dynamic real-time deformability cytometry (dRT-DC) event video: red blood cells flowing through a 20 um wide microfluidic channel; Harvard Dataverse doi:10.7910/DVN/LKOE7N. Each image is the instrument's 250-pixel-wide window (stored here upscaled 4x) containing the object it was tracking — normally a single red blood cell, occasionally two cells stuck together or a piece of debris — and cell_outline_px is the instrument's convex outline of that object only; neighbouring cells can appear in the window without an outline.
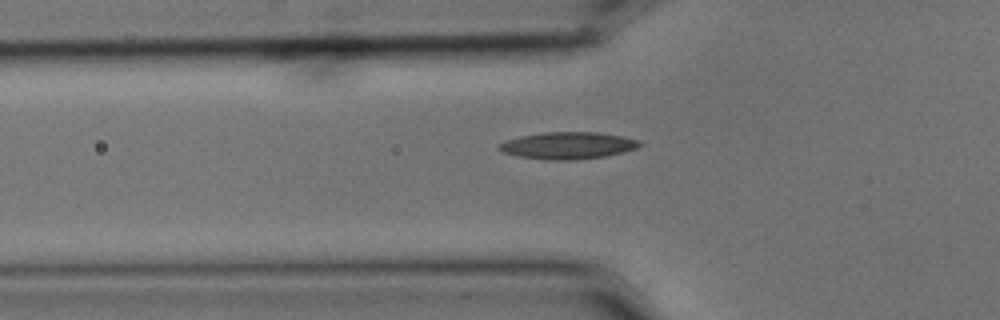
{"species": "common noctule bat (a hibernating species)", "species_latin": "Nyctalus noctula", "temperature_condition": "cold", "stored_images_in_passage": 5, "camera_frame_rate_fps": 3000, "um_per_image_px": 0.085, "animal": {"sex": "male", "body_mass_g": 15.6}, "frame": {"image": 1, "passage_image": 2, "time_ms": 0.333, "image_size_px": [1000, 320], "cell_outline_px": [[644, 144], [636, 148], [624, 152], [604, 156], [572, 160], [548, 160], [520, 156], [504, 152], [496, 148], [500, 144], [508, 140], [520, 136], [544, 132], [596, 132], [624, 136], [640, 140]], "centroid_in_image_um": [48.33, 12.36], "position_along_channel_um": 77.5, "area_um2": 22.02}}
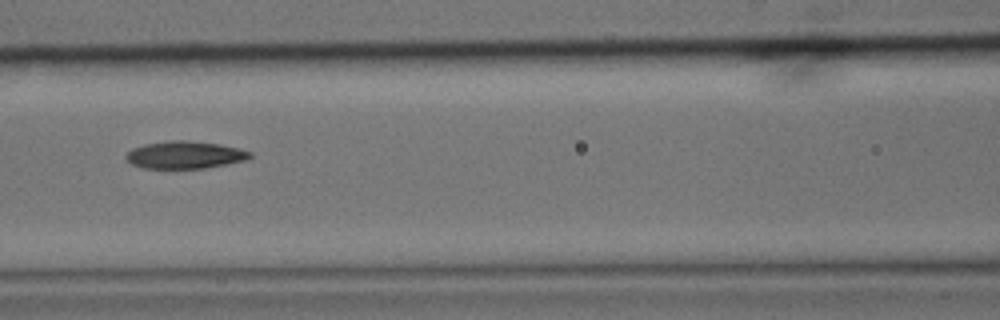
{"frame": {"image": 2, "passage_image": 4, "time_ms": 1.0, "image_size_px": [1000, 320], "cell_outline_px": [[252, 156], [244, 160], [204, 168], [144, 168], [132, 164], [124, 156], [132, 148], [144, 144], [168, 140], [184, 140], [220, 144], [240, 148], [252, 152]], "centroid_in_image_um": [15.7, 13.15], "position_along_channel_um": 150.9, "area_um2": 19.71}}
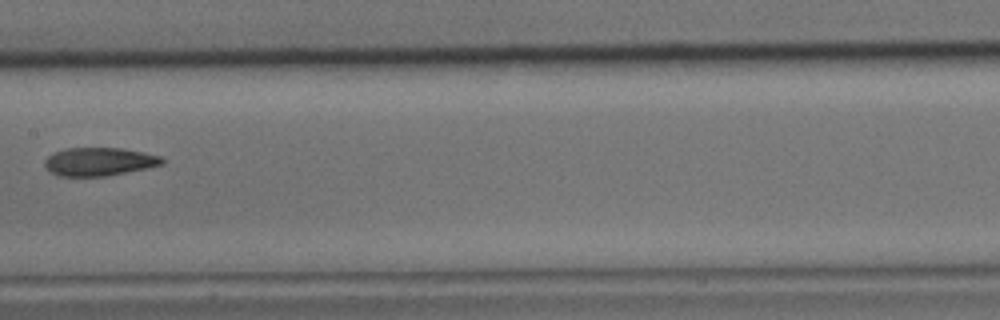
{"frame": {"image": 3, "passage_image": 5, "time_ms": 1.333, "image_size_px": [1000, 320], "cell_outline_px": [[164, 164], [148, 168], [104, 176], [56, 176], [44, 164], [44, 160], [52, 152], [68, 148], [120, 148], [144, 152], [160, 156], [164, 160]], "centroid_in_image_um": [8.43, 13.73], "position_along_channel_um": 199.0, "area_um2": 19.31}}